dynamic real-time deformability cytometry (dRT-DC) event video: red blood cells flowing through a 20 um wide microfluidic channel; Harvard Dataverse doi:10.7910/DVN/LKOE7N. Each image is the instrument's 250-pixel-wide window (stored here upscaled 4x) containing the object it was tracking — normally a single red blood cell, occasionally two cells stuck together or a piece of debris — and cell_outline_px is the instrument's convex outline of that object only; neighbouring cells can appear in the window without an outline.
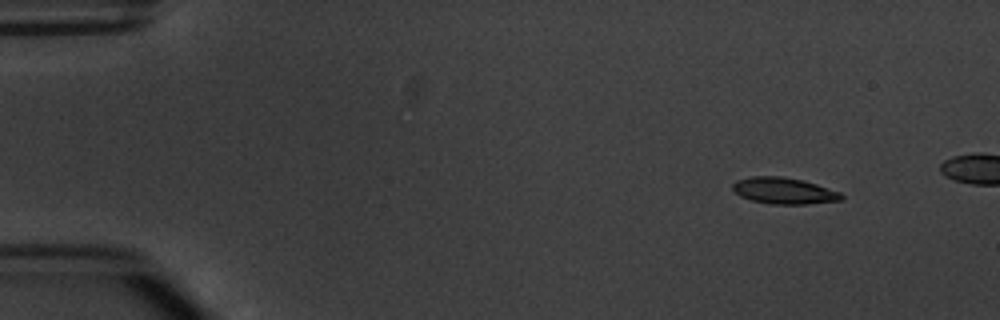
{"species": "common noctule bat (a hibernating species)", "species_latin": "Nyctalus noctula", "temperature_condition": "warm", "stored_images_in_passage": 3, "camera_frame_rate_fps": 3000, "um_per_image_px": 0.085, "animal": {"sex": "male", "body_mass_g": 20.1, "forearm_length_mm": 53.5}, "frame": {"image": 1, "passage_image": 1, "time_ms": 0.0, "image_size_px": [1000, 320], "cell_outline_px": [[844, 200], [808, 204], [772, 204], [752, 200], [740, 196], [732, 192], [732, 184], [736, 180], [752, 176], [780, 176], [804, 180], [840, 192], [844, 196]], "centroid_in_image_um": [66.62, 16.21], "position_along_channel_um": 18.4, "area_um2": 16.88}}